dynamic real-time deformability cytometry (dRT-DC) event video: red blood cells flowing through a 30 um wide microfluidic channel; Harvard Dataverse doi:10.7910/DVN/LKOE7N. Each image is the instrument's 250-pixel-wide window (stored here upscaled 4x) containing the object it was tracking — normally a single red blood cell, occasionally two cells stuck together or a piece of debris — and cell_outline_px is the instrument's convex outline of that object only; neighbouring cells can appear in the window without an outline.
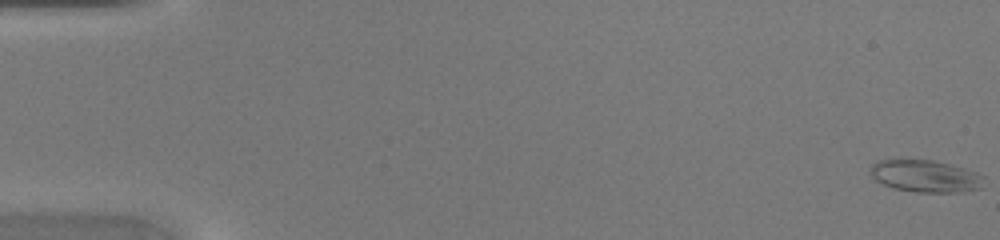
{"species": "common noctule bat (a hibernating species)", "species_latin": "Nyctalus noctula", "temperature_condition": "warm", "stored_images_in_passage": 48, "camera_frame_rate_fps": 3000, "um_per_image_px": 0.085, "animal": {"sex": "female", "body_mass_g": 20.0, "forearm_length_mm": 54.0}, "frame": {"image": 1, "passage_image": 1, "time_ms": 0.0, "image_size_px": [1000, 240], "cell_outline_px": [[984, 176], [980, 188], [964, 192], [916, 192], [892, 188], [876, 180], [872, 176], [872, 164], [876, 160], [932, 160], [964, 168], [976, 172]], "centroid_in_image_um": [78.67, 14.98], "position_along_channel_um": 6.3, "area_um2": 21.04}}
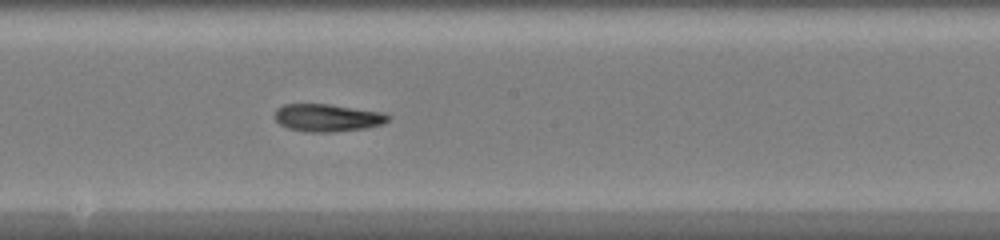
{"frame": {"image": 2, "passage_image": 27, "time_ms": 8.667, "image_size_px": [1000, 240], "cell_outline_px": [[392, 116], [384, 124], [364, 128], [332, 132], [308, 132], [288, 128], [280, 124], [276, 120], [276, 108], [284, 104], [328, 104], [384, 112]], "centroid_in_image_um": [27.86, 10.0], "position_along_channel_um": 220.3, "area_um2": 18.21}}
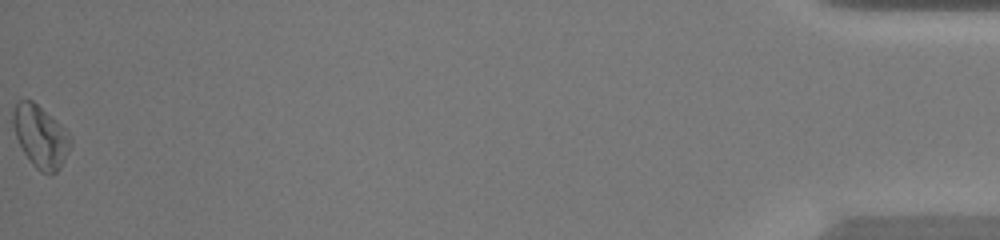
{"frame": {"image": 3, "passage_image": 48, "time_ms": 15.667, "image_size_px": [1000, 240], "cell_outline_px": [[72, 144], [60, 168], [52, 176], [40, 172], [32, 164], [24, 152], [16, 136], [12, 124], [12, 112], [16, 104], [20, 100], [32, 100], [60, 124], [72, 136]], "centroid_in_image_um": [3.46, 11.63], "position_along_channel_um": 431.7, "area_um2": 20.81}}